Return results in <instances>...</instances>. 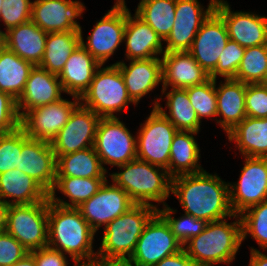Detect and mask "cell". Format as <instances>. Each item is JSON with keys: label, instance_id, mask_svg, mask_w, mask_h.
<instances>
[{"label": "cell", "instance_id": "obj_36", "mask_svg": "<svg viewBox=\"0 0 267 266\" xmlns=\"http://www.w3.org/2000/svg\"><path fill=\"white\" fill-rule=\"evenodd\" d=\"M175 7L176 0H141L135 14L164 41L175 22Z\"/></svg>", "mask_w": 267, "mask_h": 266}, {"label": "cell", "instance_id": "obj_39", "mask_svg": "<svg viewBox=\"0 0 267 266\" xmlns=\"http://www.w3.org/2000/svg\"><path fill=\"white\" fill-rule=\"evenodd\" d=\"M185 89L200 122L203 117H217L215 79L210 78L201 85L191 86Z\"/></svg>", "mask_w": 267, "mask_h": 266}, {"label": "cell", "instance_id": "obj_29", "mask_svg": "<svg viewBox=\"0 0 267 266\" xmlns=\"http://www.w3.org/2000/svg\"><path fill=\"white\" fill-rule=\"evenodd\" d=\"M228 140L237 143L245 157L267 158V117L246 116L227 133Z\"/></svg>", "mask_w": 267, "mask_h": 266}, {"label": "cell", "instance_id": "obj_22", "mask_svg": "<svg viewBox=\"0 0 267 266\" xmlns=\"http://www.w3.org/2000/svg\"><path fill=\"white\" fill-rule=\"evenodd\" d=\"M61 92L64 90L58 75L50 73L38 65L34 66L29 73L24 91L17 100L20 117L30 109L62 99Z\"/></svg>", "mask_w": 267, "mask_h": 266}, {"label": "cell", "instance_id": "obj_30", "mask_svg": "<svg viewBox=\"0 0 267 266\" xmlns=\"http://www.w3.org/2000/svg\"><path fill=\"white\" fill-rule=\"evenodd\" d=\"M194 131L178 130L170 150L168 173L174 178L179 175L195 174L204 171L198 164L200 149L193 135Z\"/></svg>", "mask_w": 267, "mask_h": 266}, {"label": "cell", "instance_id": "obj_56", "mask_svg": "<svg viewBox=\"0 0 267 266\" xmlns=\"http://www.w3.org/2000/svg\"><path fill=\"white\" fill-rule=\"evenodd\" d=\"M2 5H3V0H0V11H1Z\"/></svg>", "mask_w": 267, "mask_h": 266}, {"label": "cell", "instance_id": "obj_48", "mask_svg": "<svg viewBox=\"0 0 267 266\" xmlns=\"http://www.w3.org/2000/svg\"><path fill=\"white\" fill-rule=\"evenodd\" d=\"M155 266H198L185 252L184 249L178 253L165 257Z\"/></svg>", "mask_w": 267, "mask_h": 266}, {"label": "cell", "instance_id": "obj_9", "mask_svg": "<svg viewBox=\"0 0 267 266\" xmlns=\"http://www.w3.org/2000/svg\"><path fill=\"white\" fill-rule=\"evenodd\" d=\"M140 124L137 140V158L168 171L171 144L176 127L157 109Z\"/></svg>", "mask_w": 267, "mask_h": 266}, {"label": "cell", "instance_id": "obj_52", "mask_svg": "<svg viewBox=\"0 0 267 266\" xmlns=\"http://www.w3.org/2000/svg\"><path fill=\"white\" fill-rule=\"evenodd\" d=\"M10 266H37L34 257L28 253L22 260L11 264Z\"/></svg>", "mask_w": 267, "mask_h": 266}, {"label": "cell", "instance_id": "obj_27", "mask_svg": "<svg viewBox=\"0 0 267 266\" xmlns=\"http://www.w3.org/2000/svg\"><path fill=\"white\" fill-rule=\"evenodd\" d=\"M47 34L30 20L5 32V46L36 66L43 58Z\"/></svg>", "mask_w": 267, "mask_h": 266}, {"label": "cell", "instance_id": "obj_17", "mask_svg": "<svg viewBox=\"0 0 267 266\" xmlns=\"http://www.w3.org/2000/svg\"><path fill=\"white\" fill-rule=\"evenodd\" d=\"M57 158L50 142L28 137L22 129L19 171L29 175L48 193L56 181Z\"/></svg>", "mask_w": 267, "mask_h": 266}, {"label": "cell", "instance_id": "obj_21", "mask_svg": "<svg viewBox=\"0 0 267 266\" xmlns=\"http://www.w3.org/2000/svg\"><path fill=\"white\" fill-rule=\"evenodd\" d=\"M162 94L168 86L185 89L210 79L207 72L188 52H164L162 55Z\"/></svg>", "mask_w": 267, "mask_h": 266}, {"label": "cell", "instance_id": "obj_6", "mask_svg": "<svg viewBox=\"0 0 267 266\" xmlns=\"http://www.w3.org/2000/svg\"><path fill=\"white\" fill-rule=\"evenodd\" d=\"M102 66L95 72L80 102L101 118H112L116 117L115 112L127 111L129 103H136L128 94L119 67L116 64L104 68Z\"/></svg>", "mask_w": 267, "mask_h": 266}, {"label": "cell", "instance_id": "obj_47", "mask_svg": "<svg viewBox=\"0 0 267 266\" xmlns=\"http://www.w3.org/2000/svg\"><path fill=\"white\" fill-rule=\"evenodd\" d=\"M35 259L37 266H68L66 254L49 246L29 252Z\"/></svg>", "mask_w": 267, "mask_h": 266}, {"label": "cell", "instance_id": "obj_18", "mask_svg": "<svg viewBox=\"0 0 267 266\" xmlns=\"http://www.w3.org/2000/svg\"><path fill=\"white\" fill-rule=\"evenodd\" d=\"M85 6L77 0L32 1L31 21L46 33L80 31L77 17Z\"/></svg>", "mask_w": 267, "mask_h": 266}, {"label": "cell", "instance_id": "obj_4", "mask_svg": "<svg viewBox=\"0 0 267 266\" xmlns=\"http://www.w3.org/2000/svg\"><path fill=\"white\" fill-rule=\"evenodd\" d=\"M158 211L157 207L135 204L127 212L104 226L97 257L115 264H124L132 256L145 225Z\"/></svg>", "mask_w": 267, "mask_h": 266}, {"label": "cell", "instance_id": "obj_35", "mask_svg": "<svg viewBox=\"0 0 267 266\" xmlns=\"http://www.w3.org/2000/svg\"><path fill=\"white\" fill-rule=\"evenodd\" d=\"M167 111L161 108L158 99L154 102V107L157 108L175 127L177 130L199 132L200 121L196 115L193 106L190 103L186 89L172 88L170 92L166 93Z\"/></svg>", "mask_w": 267, "mask_h": 266}, {"label": "cell", "instance_id": "obj_46", "mask_svg": "<svg viewBox=\"0 0 267 266\" xmlns=\"http://www.w3.org/2000/svg\"><path fill=\"white\" fill-rule=\"evenodd\" d=\"M29 251L9 233H0V266H10L22 260Z\"/></svg>", "mask_w": 267, "mask_h": 266}, {"label": "cell", "instance_id": "obj_40", "mask_svg": "<svg viewBox=\"0 0 267 266\" xmlns=\"http://www.w3.org/2000/svg\"><path fill=\"white\" fill-rule=\"evenodd\" d=\"M176 210L171 209L165 205L164 209H158V212L166 219L172 233L175 235L177 240L184 246V244L191 238L201 233L208 222L202 219H197L191 215L184 214V216L175 219L171 215Z\"/></svg>", "mask_w": 267, "mask_h": 266}, {"label": "cell", "instance_id": "obj_34", "mask_svg": "<svg viewBox=\"0 0 267 266\" xmlns=\"http://www.w3.org/2000/svg\"><path fill=\"white\" fill-rule=\"evenodd\" d=\"M106 178L56 177L49 200L59 206L78 208L83 202L95 195ZM61 191L71 203L56 198L55 191Z\"/></svg>", "mask_w": 267, "mask_h": 266}, {"label": "cell", "instance_id": "obj_37", "mask_svg": "<svg viewBox=\"0 0 267 266\" xmlns=\"http://www.w3.org/2000/svg\"><path fill=\"white\" fill-rule=\"evenodd\" d=\"M234 80L245 84L267 83V44L245 48Z\"/></svg>", "mask_w": 267, "mask_h": 266}, {"label": "cell", "instance_id": "obj_44", "mask_svg": "<svg viewBox=\"0 0 267 266\" xmlns=\"http://www.w3.org/2000/svg\"><path fill=\"white\" fill-rule=\"evenodd\" d=\"M246 114L253 118L267 117V83L246 84Z\"/></svg>", "mask_w": 267, "mask_h": 266}, {"label": "cell", "instance_id": "obj_25", "mask_svg": "<svg viewBox=\"0 0 267 266\" xmlns=\"http://www.w3.org/2000/svg\"><path fill=\"white\" fill-rule=\"evenodd\" d=\"M101 64L80 44L58 75L65 93L81 98Z\"/></svg>", "mask_w": 267, "mask_h": 266}, {"label": "cell", "instance_id": "obj_49", "mask_svg": "<svg viewBox=\"0 0 267 266\" xmlns=\"http://www.w3.org/2000/svg\"><path fill=\"white\" fill-rule=\"evenodd\" d=\"M251 258L249 266H267V255L262 254L259 250L251 248Z\"/></svg>", "mask_w": 267, "mask_h": 266}, {"label": "cell", "instance_id": "obj_12", "mask_svg": "<svg viewBox=\"0 0 267 266\" xmlns=\"http://www.w3.org/2000/svg\"><path fill=\"white\" fill-rule=\"evenodd\" d=\"M238 183L229 184L230 205L240 215L251 206L267 200V158L244 157Z\"/></svg>", "mask_w": 267, "mask_h": 266}, {"label": "cell", "instance_id": "obj_42", "mask_svg": "<svg viewBox=\"0 0 267 266\" xmlns=\"http://www.w3.org/2000/svg\"><path fill=\"white\" fill-rule=\"evenodd\" d=\"M245 47L237 42L229 41L222 51L215 70L209 75L211 79H216L217 75L223 76L225 79H234L243 58Z\"/></svg>", "mask_w": 267, "mask_h": 266}, {"label": "cell", "instance_id": "obj_50", "mask_svg": "<svg viewBox=\"0 0 267 266\" xmlns=\"http://www.w3.org/2000/svg\"><path fill=\"white\" fill-rule=\"evenodd\" d=\"M82 262V263H81ZM115 263L106 261L105 259L95 257L89 260H76L74 266H113Z\"/></svg>", "mask_w": 267, "mask_h": 266}, {"label": "cell", "instance_id": "obj_5", "mask_svg": "<svg viewBox=\"0 0 267 266\" xmlns=\"http://www.w3.org/2000/svg\"><path fill=\"white\" fill-rule=\"evenodd\" d=\"M122 172L112 173L113 183L122 188L135 204L154 206L150 201L164 202L170 195L172 177L162 167L138 158L118 166ZM161 169V170H160Z\"/></svg>", "mask_w": 267, "mask_h": 266}, {"label": "cell", "instance_id": "obj_45", "mask_svg": "<svg viewBox=\"0 0 267 266\" xmlns=\"http://www.w3.org/2000/svg\"><path fill=\"white\" fill-rule=\"evenodd\" d=\"M20 126L17 100L0 91V133L11 132Z\"/></svg>", "mask_w": 267, "mask_h": 266}, {"label": "cell", "instance_id": "obj_1", "mask_svg": "<svg viewBox=\"0 0 267 266\" xmlns=\"http://www.w3.org/2000/svg\"><path fill=\"white\" fill-rule=\"evenodd\" d=\"M229 184L204 170L172 178L171 193L179 199L185 214L209 223L234 217Z\"/></svg>", "mask_w": 267, "mask_h": 266}, {"label": "cell", "instance_id": "obj_19", "mask_svg": "<svg viewBox=\"0 0 267 266\" xmlns=\"http://www.w3.org/2000/svg\"><path fill=\"white\" fill-rule=\"evenodd\" d=\"M214 11L223 19L230 40L245 48L267 44V17L233 12L224 0L216 1Z\"/></svg>", "mask_w": 267, "mask_h": 266}, {"label": "cell", "instance_id": "obj_13", "mask_svg": "<svg viewBox=\"0 0 267 266\" xmlns=\"http://www.w3.org/2000/svg\"><path fill=\"white\" fill-rule=\"evenodd\" d=\"M217 0H210L204 11L198 0H176L175 22L164 40L165 52L189 51L202 23L212 14Z\"/></svg>", "mask_w": 267, "mask_h": 266}, {"label": "cell", "instance_id": "obj_38", "mask_svg": "<svg viewBox=\"0 0 267 266\" xmlns=\"http://www.w3.org/2000/svg\"><path fill=\"white\" fill-rule=\"evenodd\" d=\"M242 241L251 234L262 249H267V200L251 206L240 215Z\"/></svg>", "mask_w": 267, "mask_h": 266}, {"label": "cell", "instance_id": "obj_51", "mask_svg": "<svg viewBox=\"0 0 267 266\" xmlns=\"http://www.w3.org/2000/svg\"><path fill=\"white\" fill-rule=\"evenodd\" d=\"M9 204L0 200V233L6 231Z\"/></svg>", "mask_w": 267, "mask_h": 266}, {"label": "cell", "instance_id": "obj_41", "mask_svg": "<svg viewBox=\"0 0 267 266\" xmlns=\"http://www.w3.org/2000/svg\"><path fill=\"white\" fill-rule=\"evenodd\" d=\"M22 149V128L0 133V173L19 167Z\"/></svg>", "mask_w": 267, "mask_h": 266}, {"label": "cell", "instance_id": "obj_24", "mask_svg": "<svg viewBox=\"0 0 267 266\" xmlns=\"http://www.w3.org/2000/svg\"><path fill=\"white\" fill-rule=\"evenodd\" d=\"M114 64L119 67L128 94L136 104L162 81L160 58L130 60L129 66L124 61Z\"/></svg>", "mask_w": 267, "mask_h": 266}, {"label": "cell", "instance_id": "obj_55", "mask_svg": "<svg viewBox=\"0 0 267 266\" xmlns=\"http://www.w3.org/2000/svg\"><path fill=\"white\" fill-rule=\"evenodd\" d=\"M113 266H128L125 263L124 264H114Z\"/></svg>", "mask_w": 267, "mask_h": 266}, {"label": "cell", "instance_id": "obj_20", "mask_svg": "<svg viewBox=\"0 0 267 266\" xmlns=\"http://www.w3.org/2000/svg\"><path fill=\"white\" fill-rule=\"evenodd\" d=\"M228 41L226 25L223 19L213 11L202 23L188 52L210 75L215 70Z\"/></svg>", "mask_w": 267, "mask_h": 266}, {"label": "cell", "instance_id": "obj_32", "mask_svg": "<svg viewBox=\"0 0 267 266\" xmlns=\"http://www.w3.org/2000/svg\"><path fill=\"white\" fill-rule=\"evenodd\" d=\"M34 65L4 46L0 50V91L18 100Z\"/></svg>", "mask_w": 267, "mask_h": 266}, {"label": "cell", "instance_id": "obj_11", "mask_svg": "<svg viewBox=\"0 0 267 266\" xmlns=\"http://www.w3.org/2000/svg\"><path fill=\"white\" fill-rule=\"evenodd\" d=\"M73 98L72 102L62 97L56 102L26 111L20 117V127L28 137L51 143L81 103L80 98Z\"/></svg>", "mask_w": 267, "mask_h": 266}, {"label": "cell", "instance_id": "obj_53", "mask_svg": "<svg viewBox=\"0 0 267 266\" xmlns=\"http://www.w3.org/2000/svg\"><path fill=\"white\" fill-rule=\"evenodd\" d=\"M5 46V32L0 30V50Z\"/></svg>", "mask_w": 267, "mask_h": 266}, {"label": "cell", "instance_id": "obj_10", "mask_svg": "<svg viewBox=\"0 0 267 266\" xmlns=\"http://www.w3.org/2000/svg\"><path fill=\"white\" fill-rule=\"evenodd\" d=\"M93 147L102 164L118 167L137 158V140L117 117L99 120Z\"/></svg>", "mask_w": 267, "mask_h": 266}, {"label": "cell", "instance_id": "obj_3", "mask_svg": "<svg viewBox=\"0 0 267 266\" xmlns=\"http://www.w3.org/2000/svg\"><path fill=\"white\" fill-rule=\"evenodd\" d=\"M233 223L224 219L207 223L205 229L188 240L183 249L198 266L230 264L242 243L241 219L234 214ZM188 245V246H187Z\"/></svg>", "mask_w": 267, "mask_h": 266}, {"label": "cell", "instance_id": "obj_16", "mask_svg": "<svg viewBox=\"0 0 267 266\" xmlns=\"http://www.w3.org/2000/svg\"><path fill=\"white\" fill-rule=\"evenodd\" d=\"M126 25V7L113 6L103 18L97 22L87 37V45L84 43L82 30L81 45L101 65L114 54V51L124 41V30Z\"/></svg>", "mask_w": 267, "mask_h": 266}, {"label": "cell", "instance_id": "obj_15", "mask_svg": "<svg viewBox=\"0 0 267 266\" xmlns=\"http://www.w3.org/2000/svg\"><path fill=\"white\" fill-rule=\"evenodd\" d=\"M100 119L99 115L80 103L50 143L55 155H66L93 147Z\"/></svg>", "mask_w": 267, "mask_h": 266}, {"label": "cell", "instance_id": "obj_8", "mask_svg": "<svg viewBox=\"0 0 267 266\" xmlns=\"http://www.w3.org/2000/svg\"><path fill=\"white\" fill-rule=\"evenodd\" d=\"M183 245L172 233L166 219L157 211L145 225L136 248L125 263L128 266H155L163 258L174 255Z\"/></svg>", "mask_w": 267, "mask_h": 266}, {"label": "cell", "instance_id": "obj_7", "mask_svg": "<svg viewBox=\"0 0 267 266\" xmlns=\"http://www.w3.org/2000/svg\"><path fill=\"white\" fill-rule=\"evenodd\" d=\"M6 232L29 252L48 246V198L33 204L9 205Z\"/></svg>", "mask_w": 267, "mask_h": 266}, {"label": "cell", "instance_id": "obj_31", "mask_svg": "<svg viewBox=\"0 0 267 266\" xmlns=\"http://www.w3.org/2000/svg\"><path fill=\"white\" fill-rule=\"evenodd\" d=\"M56 158V177H107V171L102 165L94 147L78 150L66 155H56Z\"/></svg>", "mask_w": 267, "mask_h": 266}, {"label": "cell", "instance_id": "obj_33", "mask_svg": "<svg viewBox=\"0 0 267 266\" xmlns=\"http://www.w3.org/2000/svg\"><path fill=\"white\" fill-rule=\"evenodd\" d=\"M80 44V31L48 33L44 55L38 66L50 73L59 75L71 53Z\"/></svg>", "mask_w": 267, "mask_h": 266}, {"label": "cell", "instance_id": "obj_26", "mask_svg": "<svg viewBox=\"0 0 267 266\" xmlns=\"http://www.w3.org/2000/svg\"><path fill=\"white\" fill-rule=\"evenodd\" d=\"M215 89L217 97V116L223 117L217 123L228 133L244 118H246V84L234 79H224L225 82Z\"/></svg>", "mask_w": 267, "mask_h": 266}, {"label": "cell", "instance_id": "obj_43", "mask_svg": "<svg viewBox=\"0 0 267 266\" xmlns=\"http://www.w3.org/2000/svg\"><path fill=\"white\" fill-rule=\"evenodd\" d=\"M32 2L30 0H3L0 21L4 22L6 32L31 20Z\"/></svg>", "mask_w": 267, "mask_h": 266}, {"label": "cell", "instance_id": "obj_54", "mask_svg": "<svg viewBox=\"0 0 267 266\" xmlns=\"http://www.w3.org/2000/svg\"><path fill=\"white\" fill-rule=\"evenodd\" d=\"M114 6H117V7H126L125 0H116V3H115Z\"/></svg>", "mask_w": 267, "mask_h": 266}, {"label": "cell", "instance_id": "obj_28", "mask_svg": "<svg viewBox=\"0 0 267 266\" xmlns=\"http://www.w3.org/2000/svg\"><path fill=\"white\" fill-rule=\"evenodd\" d=\"M48 197L49 193L38 182L18 169L0 173V200L7 204H33ZM5 198L12 199L7 201Z\"/></svg>", "mask_w": 267, "mask_h": 266}, {"label": "cell", "instance_id": "obj_23", "mask_svg": "<svg viewBox=\"0 0 267 266\" xmlns=\"http://www.w3.org/2000/svg\"><path fill=\"white\" fill-rule=\"evenodd\" d=\"M124 41L128 60L159 58L157 55L165 52L163 39L136 14L132 17L127 6Z\"/></svg>", "mask_w": 267, "mask_h": 266}, {"label": "cell", "instance_id": "obj_2", "mask_svg": "<svg viewBox=\"0 0 267 266\" xmlns=\"http://www.w3.org/2000/svg\"><path fill=\"white\" fill-rule=\"evenodd\" d=\"M95 232L78 208L59 206L48 197V246L68 254L73 261L97 257Z\"/></svg>", "mask_w": 267, "mask_h": 266}, {"label": "cell", "instance_id": "obj_14", "mask_svg": "<svg viewBox=\"0 0 267 266\" xmlns=\"http://www.w3.org/2000/svg\"><path fill=\"white\" fill-rule=\"evenodd\" d=\"M107 183L106 180L95 195L78 207L95 233L102 225L106 226L135 205L122 188Z\"/></svg>", "mask_w": 267, "mask_h": 266}]
</instances>
